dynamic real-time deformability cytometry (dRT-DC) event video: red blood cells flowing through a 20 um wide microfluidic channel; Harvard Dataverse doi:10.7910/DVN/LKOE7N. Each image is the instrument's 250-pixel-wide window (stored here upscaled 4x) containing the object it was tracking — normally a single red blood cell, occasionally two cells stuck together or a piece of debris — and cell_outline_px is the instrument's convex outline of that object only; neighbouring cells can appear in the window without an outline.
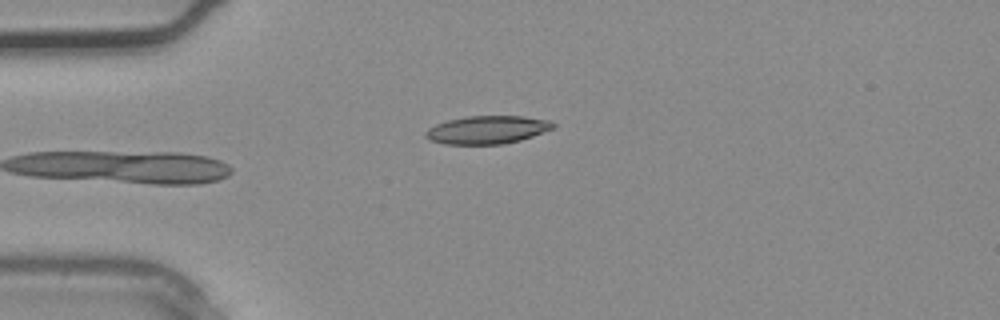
{"species": "common noctule bat (a hibernating species)", "species_latin": "Nyctalus noctula", "temperature_condition": "warm", "stored_images_in_passage": 3, "camera_frame_rate_fps": 3000, "um_per_image_px": 0.085, "animal": {"sex": "male", "body_mass_g": 20.4}, "frame": {"image": 1, "passage_image": 3, "time_ms": 0.667, "image_size_px": [1000, 320], "cell_outline_px": [[556, 128], [520, 140], [504, 144], [444, 144], [428, 140], [424, 136], [424, 132], [428, 128], [436, 124], [448, 120], [464, 116], [524, 116], [548, 120], [556, 124]], "centroid_in_image_um": [41.4, 11.03], "position_along_channel_um": 43.6, "area_um2": 21.04}}